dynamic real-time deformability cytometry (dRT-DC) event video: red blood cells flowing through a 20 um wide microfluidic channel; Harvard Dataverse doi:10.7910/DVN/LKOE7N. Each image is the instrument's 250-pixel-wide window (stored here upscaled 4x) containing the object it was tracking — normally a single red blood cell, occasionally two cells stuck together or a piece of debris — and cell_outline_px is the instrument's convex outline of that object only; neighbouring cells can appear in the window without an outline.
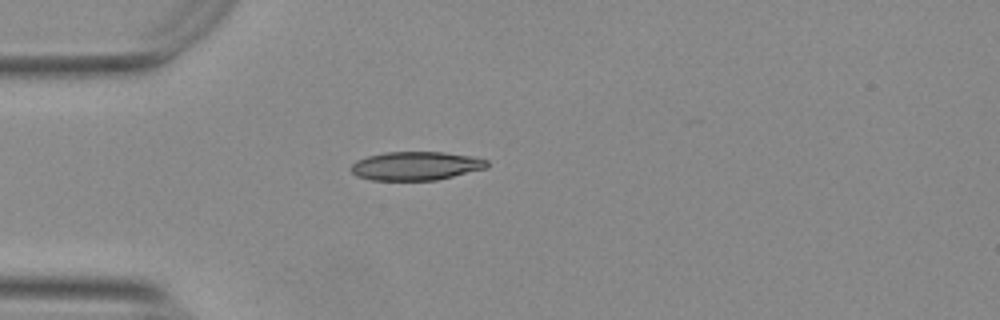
{"species": "Egyptian fruit bat (a non-hibernating species)", "species_latin": "Rousettus aegyptiacus", "temperature_condition": "warm", "stored_images_in_passage": 17, "camera_frame_rate_fps": 3000, "um_per_image_px": 0.085, "animal": {"sex": "female"}, "frame": {"image": 1, "passage_image": 1, "time_ms": 0.0, "image_size_px": [1000, 320], "cell_outline_px": [[488, 168], [436, 180], [372, 180], [356, 176], [352, 172], [352, 164], [356, 160], [368, 156], [384, 152], [444, 152], [468, 156], [488, 160]], "centroid_in_image_um": [35.35, 14.1], "position_along_channel_um": 49.7, "area_um2": 22.6}}